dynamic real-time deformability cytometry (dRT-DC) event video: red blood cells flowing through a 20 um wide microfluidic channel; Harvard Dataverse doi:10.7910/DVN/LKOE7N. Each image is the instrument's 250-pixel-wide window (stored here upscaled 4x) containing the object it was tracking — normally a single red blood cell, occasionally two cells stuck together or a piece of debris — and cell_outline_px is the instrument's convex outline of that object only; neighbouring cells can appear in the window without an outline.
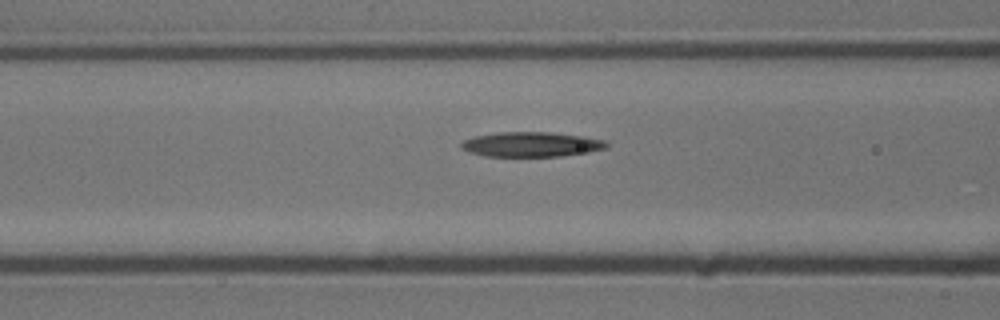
{"species": "common noctule bat (a hibernating species)", "species_latin": "Nyctalus noctula", "temperature_condition": "cold", "stored_images_in_passage": 18, "camera_frame_rate_fps": 3000, "um_per_image_px": 0.085, "animal": {"sex": "male", "body_mass_g": 13.3}, "frame": {"image": 1, "passage_image": 13, "time_ms": 4.0, "image_size_px": [1000, 320], "cell_outline_px": [[608, 148], [588, 152], [560, 156], [484, 156], [468, 152], [460, 148], [460, 144], [464, 140], [472, 136], [496, 132], [552, 132], [584, 136], [608, 140]], "centroid_in_image_um": [45.16, 12.26], "position_along_channel_um": 121.4, "area_um2": 21.33}}
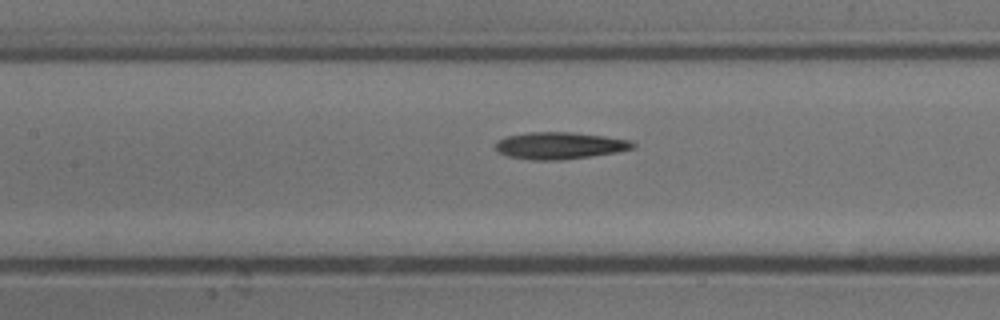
{"frame": {"image": 2, "passage_image": 16, "time_ms": 5.0, "image_size_px": [1000, 320], "cell_outline_px": [[636, 144], [632, 148], [616, 152], [560, 160], [532, 160], [508, 156], [496, 152], [496, 140], [508, 136], [524, 132], [572, 132], [604, 136], [628, 140]], "centroid_in_image_um": [47.5, 12.37], "position_along_channel_um": 159.9, "area_um2": 21.44}}